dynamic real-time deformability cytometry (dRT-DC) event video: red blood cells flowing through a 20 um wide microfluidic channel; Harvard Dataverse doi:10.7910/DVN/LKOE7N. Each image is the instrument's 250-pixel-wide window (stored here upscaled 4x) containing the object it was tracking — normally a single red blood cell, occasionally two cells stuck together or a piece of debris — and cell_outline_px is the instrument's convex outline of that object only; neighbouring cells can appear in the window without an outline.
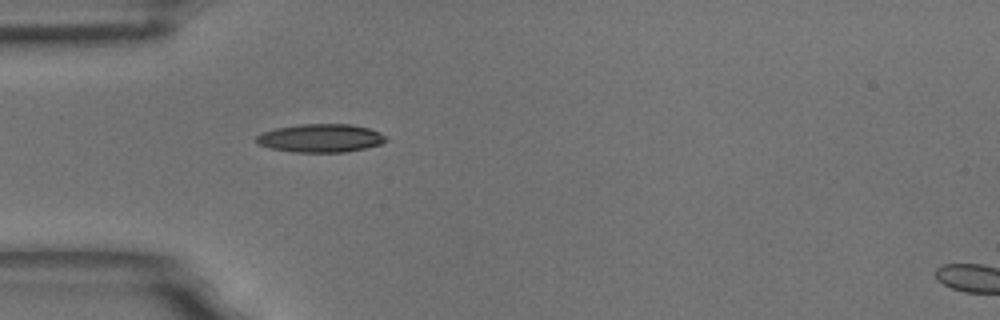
{"species": "common noctule bat (a hibernating species)", "species_latin": "Nyctalus noctula", "temperature_condition": "room temperature", "stored_images_in_passage": 2, "segment_of_instrument_passage": [1, 2], "camera_frame_rate_fps": 3000, "um_per_image_px": 0.085, "animal": {"sex": "male", "body_mass_g": 18.8}, "frame": {"image": 1, "passage_image": 1, "time_ms": 0.0, "image_size_px": [1000, 320], "cell_outline_px": [[388, 140], [380, 144], [364, 148], [344, 152], [292, 152], [272, 148], [256, 144], [256, 136], [264, 132], [276, 128], [300, 124], [352, 124], [368, 128], [380, 132]], "centroid_in_image_um": [27.24, 11.74], "position_along_channel_um": 57.8, "area_um2": 21.27}}